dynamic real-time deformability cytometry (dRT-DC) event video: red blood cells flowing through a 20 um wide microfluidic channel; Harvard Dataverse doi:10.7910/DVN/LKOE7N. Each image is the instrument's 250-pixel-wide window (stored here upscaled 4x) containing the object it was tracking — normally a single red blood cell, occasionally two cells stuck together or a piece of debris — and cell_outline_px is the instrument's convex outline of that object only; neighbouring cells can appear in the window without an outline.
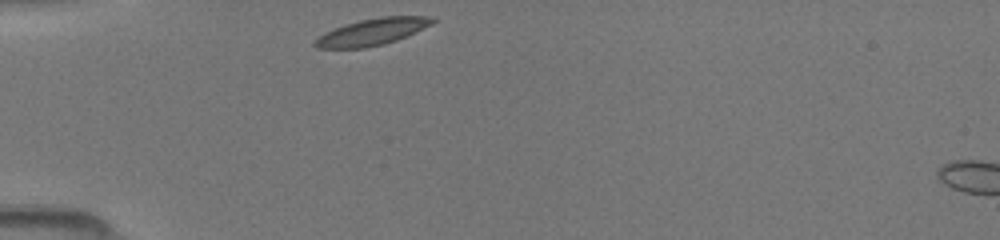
{"species": "common noctule bat (a hibernating species)", "species_latin": "Nyctalus noctula", "temperature_condition": "room temperature", "stored_images_in_passage": 30, "camera_frame_rate_fps": 3000, "um_per_image_px": 0.085, "animal": {"sex": "female", "body_mass_g": 19.5, "forearm_length_mm": 54.1}, "frame": {"image": 1, "passage_image": 1, "time_ms": 0.0, "image_size_px": [1000, 240], "cell_outline_px": [[436, 20], [432, 24], [396, 40], [384, 44], [364, 48], [316, 48], [312, 44], [324, 32], [344, 24], [360, 20], [380, 16], [436, 16]], "centroid_in_image_um": [31.64, 2.69], "position_along_channel_um": 53.4, "area_um2": 18.26}}
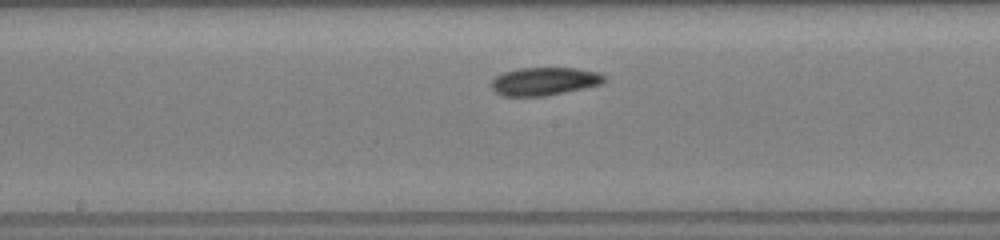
{"frame": {"image": 2, "passage_image": 13, "time_ms": 4.0, "image_size_px": [1000, 240], "cell_outline_px": [[604, 80], [600, 84], [584, 88], [544, 96], [500, 96], [492, 88], [492, 80], [496, 76], [504, 72], [520, 68], [576, 68], [596, 72], [604, 76]], "centroid_in_image_um": [46.23, 6.91], "position_along_channel_um": 202.0, "area_um2": 18.21}}
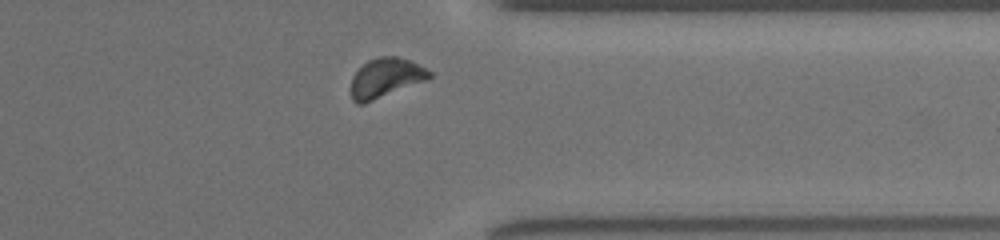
{"frame": {"image": 3, "passage_image": 26, "time_ms": 8.333, "image_size_px": [1000, 240], "cell_outline_px": [[432, 76], [428, 80], [364, 104], [356, 104], [352, 100], [348, 88], [352, 76], [368, 60], [376, 56], [396, 56], [408, 60], [432, 72]], "centroid_in_image_um": [32.73, 6.65], "position_along_channel_um": 378.7, "area_um2": 18.32}}